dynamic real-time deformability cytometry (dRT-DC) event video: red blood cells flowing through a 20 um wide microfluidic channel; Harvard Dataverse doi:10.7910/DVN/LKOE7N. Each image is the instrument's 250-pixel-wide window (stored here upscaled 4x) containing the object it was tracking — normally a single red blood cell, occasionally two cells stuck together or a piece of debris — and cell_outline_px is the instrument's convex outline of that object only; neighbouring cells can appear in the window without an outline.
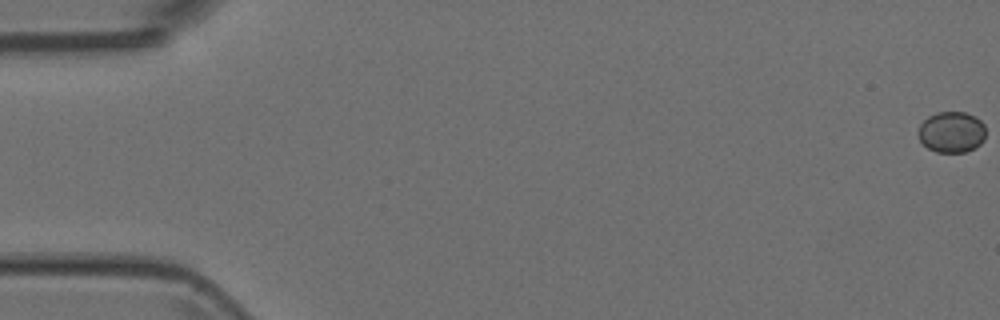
{"species": "Egyptian fruit bat (a non-hibernating species)", "species_latin": "Rousettus aegyptiacus", "temperature_condition": "room temperature", "stored_images_in_passage": 8, "camera_frame_rate_fps": 3000, "um_per_image_px": 0.085, "animal": {"sex": "female"}, "frame": {"image": 1, "passage_image": 1, "time_ms": 0.0, "image_size_px": [1000, 320], "cell_outline_px": [[984, 140], [980, 144], [964, 152], [936, 152], [928, 148], [920, 140], [920, 124], [928, 116], [936, 112], [964, 112], [980, 120], [984, 124]], "centroid_in_image_um": [80.88, 11.22], "position_along_channel_um": 4.1, "area_um2": 15.84}}
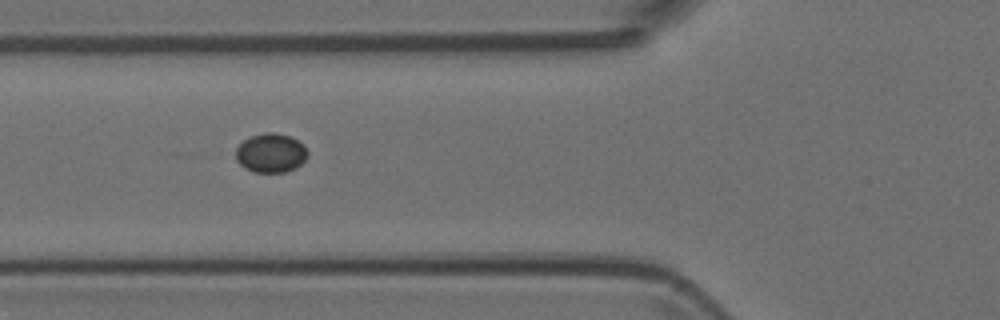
{"frame": {"image": 2, "passage_image": 7, "time_ms": 2.0, "image_size_px": [1000, 320], "cell_outline_px": [[308, 156], [296, 168], [284, 172], [252, 172], [244, 168], [236, 160], [236, 148], [244, 140], [252, 136], [264, 132], [276, 132], [288, 136], [304, 144], [308, 152]], "centroid_in_image_um": [23.02, 13.01], "position_along_channel_um": 102.8, "area_um2": 16.42}}
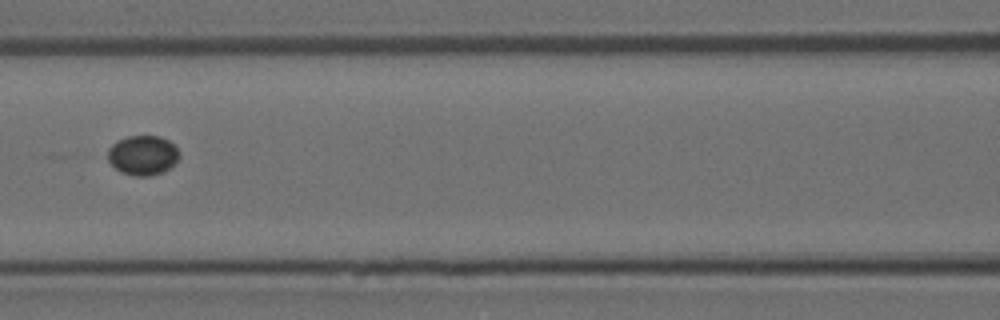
{"frame": {"image": 3, "passage_image": 8, "time_ms": 2.333, "image_size_px": [1000, 320], "cell_outline_px": [[180, 156], [164, 172], [148, 176], [136, 176], [120, 172], [108, 160], [108, 148], [112, 144], [128, 136], [160, 136], [168, 140], [180, 152]], "centroid_in_image_um": [12.13, 13.2], "position_along_channel_um": 154.5, "area_um2": 16.36}}